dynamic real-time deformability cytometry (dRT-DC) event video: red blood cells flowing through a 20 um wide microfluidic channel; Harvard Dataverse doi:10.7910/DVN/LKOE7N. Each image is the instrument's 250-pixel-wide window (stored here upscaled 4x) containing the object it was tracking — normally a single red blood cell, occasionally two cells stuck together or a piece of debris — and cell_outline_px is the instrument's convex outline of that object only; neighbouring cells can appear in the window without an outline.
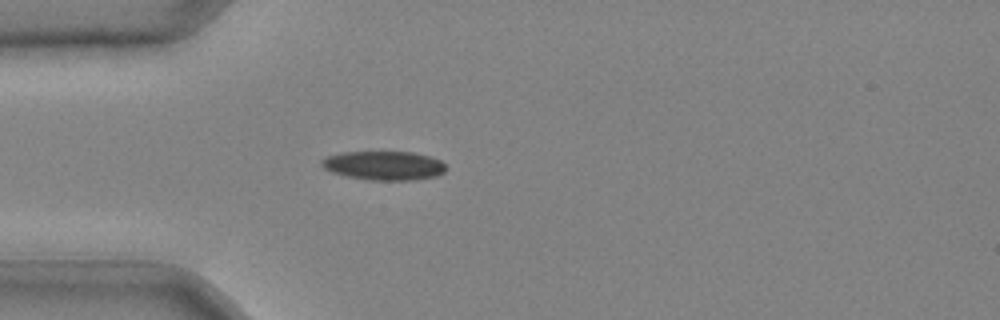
{"species": "common noctule bat (a hibernating species)", "species_latin": "Nyctalus noctula", "temperature_condition": "cold", "stored_images_in_passage": 31, "camera_frame_rate_fps": 3000, "um_per_image_px": 0.085, "animal": {"sex": "male", "body_mass_g": 20.4}, "frame": {"image": 1, "passage_image": 1, "time_ms": 0.0, "image_size_px": [1000, 320], "cell_outline_px": [[448, 168], [444, 172], [436, 176], [416, 180], [368, 180], [348, 176], [332, 172], [324, 168], [320, 164], [320, 160], [328, 156], [340, 152], [412, 152], [428, 156], [440, 160]], "centroid_in_image_um": [32.64, 14.07], "position_along_channel_um": 52.4, "area_um2": 21.04}}
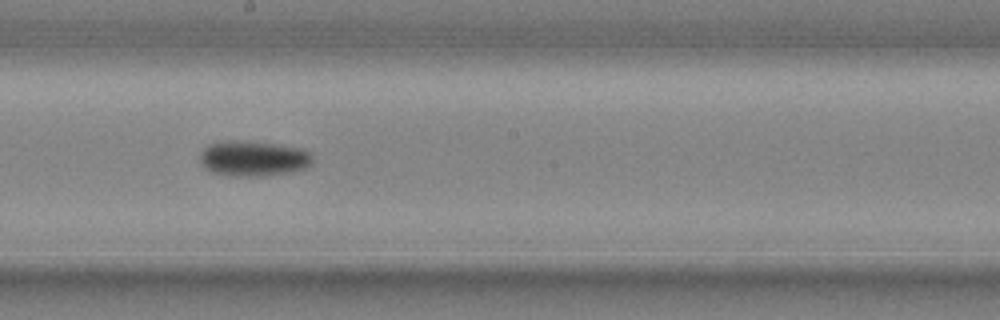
{"frame": {"image": 2, "passage_image": 13, "time_ms": 4.0, "image_size_px": [1000, 320], "cell_outline_px": [[312, 164], [304, 168], [292, 172], [264, 176], [232, 176], [212, 172], [204, 168], [200, 164], [200, 156], [204, 148], [208, 144], [228, 140], [232, 140], [276, 144], [304, 148], [312, 152]], "centroid_in_image_um": [21.55, 13.47], "position_along_channel_um": 226.6, "area_um2": 23.47}}
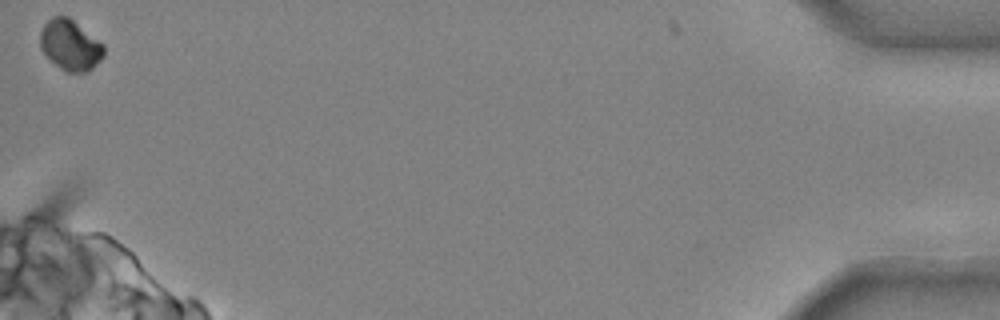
{"frame": {"image": 3, "passage_image": 31, "time_ms": 10.0, "image_size_px": [1000, 320], "cell_outline_px": [[104, 56], [88, 72], [64, 72], [40, 48], [40, 32], [44, 24], [52, 16], [68, 16], [104, 44]], "centroid_in_image_um": [5.98, 3.83], "position_along_channel_um": 429.2, "area_um2": 18.67}}